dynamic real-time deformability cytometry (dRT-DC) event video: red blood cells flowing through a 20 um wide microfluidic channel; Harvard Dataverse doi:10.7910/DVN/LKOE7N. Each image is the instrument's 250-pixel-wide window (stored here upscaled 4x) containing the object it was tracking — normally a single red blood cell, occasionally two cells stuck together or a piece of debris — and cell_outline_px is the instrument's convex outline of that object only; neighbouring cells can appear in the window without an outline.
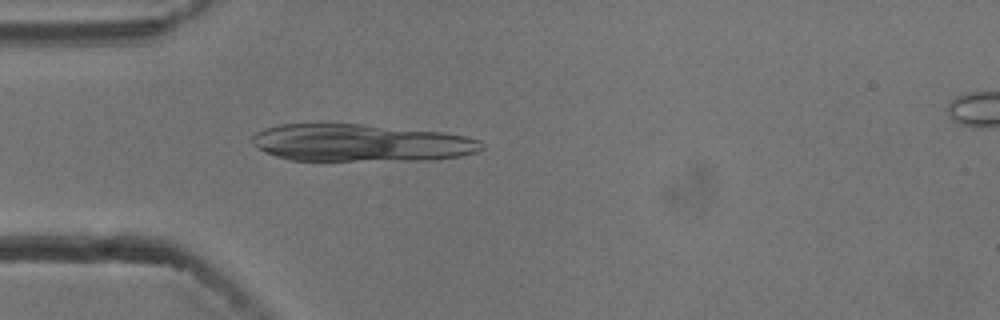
{"species": "common noctule bat (a hibernating species)", "species_latin": "Nyctalus noctula", "temperature_condition": "cold", "stored_images_in_passage": 41, "segment_of_instrument_passage": [1, 2], "camera_frame_rate_fps": 3000, "um_per_image_px": 0.085, "animal": {"sex": "male", "body_mass_g": 13.3}, "frame": {"image": 1, "passage_image": 3, "time_ms": 0.667, "image_size_px": [1000, 320], "cell_outline_px": [[484, 148], [476, 152], [460, 156], [432, 160], [288, 160], [264, 152], [252, 144], [252, 136], [256, 132], [264, 128], [280, 124], [360, 124], [444, 132], [464, 136], [480, 140], [484, 144]], "centroid_in_image_um": [30.66, 12.14], "position_along_channel_um": 54.3, "area_um2": 50.05}}